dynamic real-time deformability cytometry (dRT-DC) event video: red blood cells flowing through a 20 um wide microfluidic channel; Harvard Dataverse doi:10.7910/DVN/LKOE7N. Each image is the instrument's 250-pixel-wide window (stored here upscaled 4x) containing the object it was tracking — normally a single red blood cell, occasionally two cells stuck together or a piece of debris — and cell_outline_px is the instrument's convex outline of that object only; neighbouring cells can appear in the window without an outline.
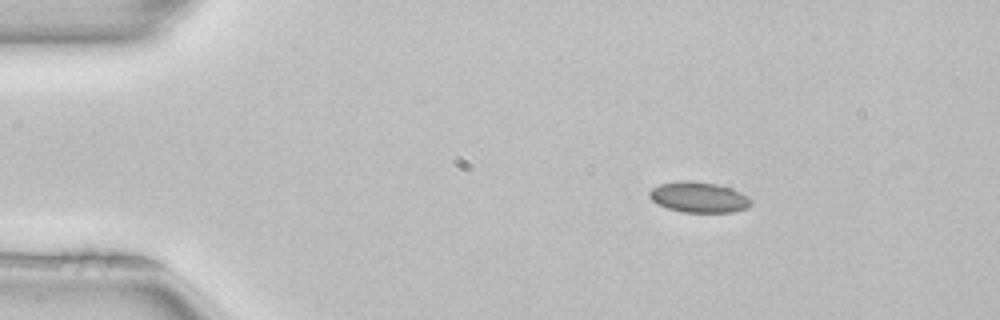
{"species": "common noctule bat (a hibernating species)", "species_latin": "Nyctalus noctula", "temperature_condition": "room temperature", "stored_images_in_passage": 2, "camera_frame_rate_fps": 3000, "um_per_image_px": 0.085, "animal": {"sex": "female", "body_mass_g": 22.7, "forearm_length_mm": 54.2}, "frame": {"image": 1, "passage_image": 1, "time_ms": 0.0, "image_size_px": [1000, 320], "cell_outline_px": [[752, 204], [748, 208], [732, 212], [684, 212], [668, 208], [656, 204], [648, 196], [648, 192], [652, 188], [660, 184], [680, 180], [688, 180], [716, 184], [732, 188], [748, 196], [752, 200]], "centroid_in_image_um": [59.4, 16.76], "position_along_channel_um": 25.6, "area_um2": 18.26}}
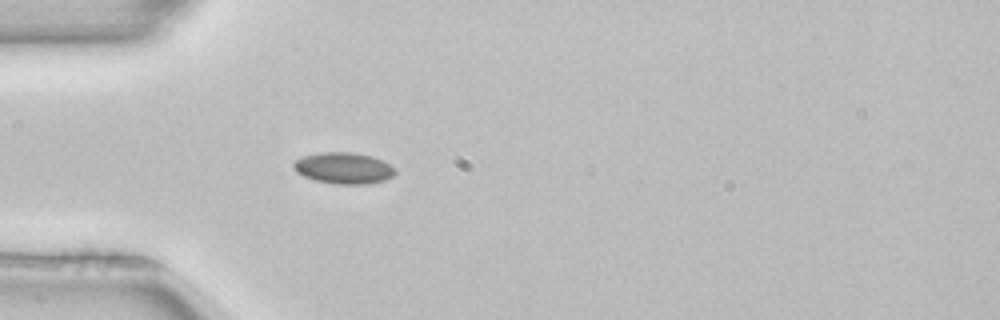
{"frame": {"image": 2, "passage_image": 2, "time_ms": 0.333, "image_size_px": [1000, 320], "cell_outline_px": [[396, 172], [392, 176], [384, 180], [368, 184], [336, 184], [316, 180], [304, 176], [296, 172], [292, 168], [292, 164], [296, 160], [304, 156], [320, 152], [352, 152], [372, 156], [396, 168]], "centroid_in_image_um": [29.2, 14.29], "position_along_channel_um": 55.8, "area_um2": 18.5}}